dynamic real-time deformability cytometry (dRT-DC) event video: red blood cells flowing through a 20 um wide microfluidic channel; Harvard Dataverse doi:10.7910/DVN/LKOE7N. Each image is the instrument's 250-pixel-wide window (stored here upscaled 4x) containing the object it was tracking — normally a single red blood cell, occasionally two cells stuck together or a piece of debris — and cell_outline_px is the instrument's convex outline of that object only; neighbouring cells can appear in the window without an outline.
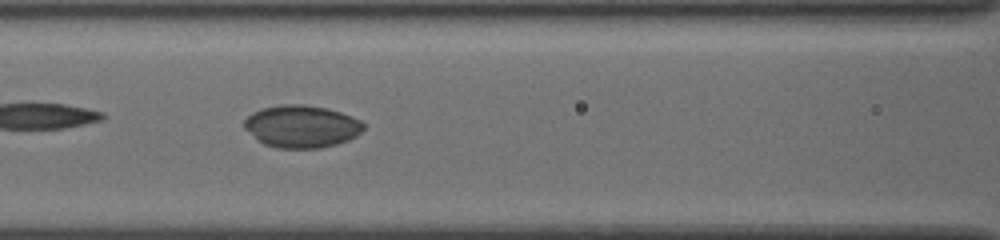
{"species": "common noctule bat (a hibernating species)", "species_latin": "Nyctalus noctula", "temperature_condition": "cold", "stored_images_in_passage": 36, "camera_frame_rate_fps": 3000, "um_per_image_px": 0.085, "animal": {"sex": "female", "body_mass_g": 19.5, "forearm_length_mm": 54.1}, "frame": {"image": 1, "passage_image": 8, "time_ms": 2.333, "image_size_px": [1000, 240], "cell_outline_px": [[364, 128], [356, 136], [348, 140], [336, 144], [320, 148], [276, 148], [264, 144], [244, 128], [244, 120], [252, 112], [264, 108], [284, 104], [304, 104], [324, 108], [340, 112], [352, 116], [360, 120], [364, 124]], "centroid_in_image_um": [25.64, 10.75], "position_along_channel_um": 141.0, "area_um2": 29.3}}
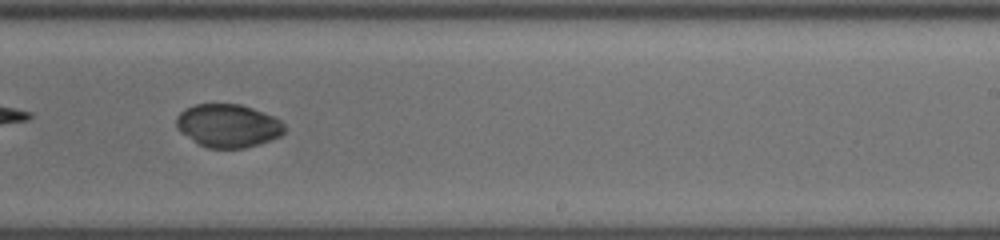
{"frame": {"image": 2, "passage_image": 18, "time_ms": 5.667, "image_size_px": [1000, 240], "cell_outline_px": [[284, 132], [280, 136], [260, 144], [244, 148], [208, 148], [200, 144], [180, 132], [176, 124], [176, 116], [184, 108], [196, 104], [240, 104], [252, 108], [272, 116], [280, 120], [284, 124]], "centroid_in_image_um": [19.37, 10.68], "position_along_channel_um": 269.6, "area_um2": 27.11}}
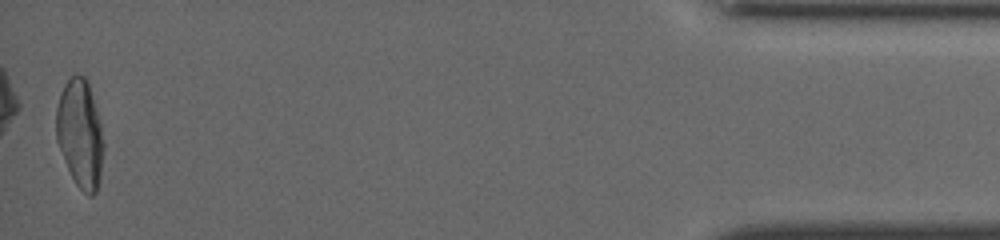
{"frame": {"image": 3, "passage_image": 36, "time_ms": 11.667, "image_size_px": [1000, 240], "cell_outline_px": [[104, 148], [100, 180], [96, 192], [92, 196], [88, 196], [76, 184], [64, 160], [56, 140], [56, 108], [60, 92], [64, 84], [76, 72], [84, 76], [88, 80], [100, 124], [104, 144]], "centroid_in_image_um": [6.8, 11.35], "position_along_channel_um": 428.4, "area_um2": 30.0}, "authors_computed_cell_mechanics": {"area_um2": 28.3798, "velocity_mm_per_s": 3.8741, "shape_relaxation_time_tau1_ms": 2.7651, "shape_relaxation_time_tau2_ms": null, "deformation_change_tau1": 0.0682, "deformation_change_tau2": null}}